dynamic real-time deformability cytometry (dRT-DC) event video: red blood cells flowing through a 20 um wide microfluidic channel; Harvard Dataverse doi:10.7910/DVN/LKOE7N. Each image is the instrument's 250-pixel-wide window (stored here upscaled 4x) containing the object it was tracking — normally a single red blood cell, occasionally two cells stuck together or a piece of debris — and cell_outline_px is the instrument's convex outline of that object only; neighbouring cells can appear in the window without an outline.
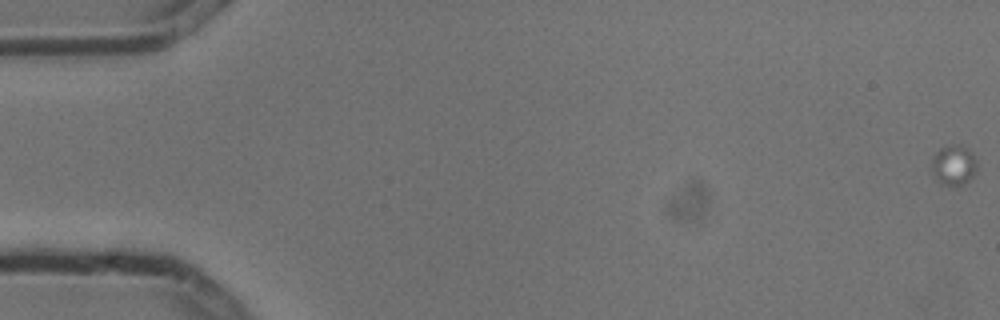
{"species": "common noctule bat (a hibernating species)", "species_latin": "Nyctalus noctula", "temperature_condition": "cold", "stored_images_in_passage": 5, "camera_frame_rate_fps": 3000, "um_per_image_px": 0.085, "animal": {"sex": "male", "body_mass_g": 13.3}, "frame": {"image": 1, "passage_image": 1, "time_ms": 0.0, "image_size_px": [1000, 320], "cell_outline_px": [[976, 168], [972, 176], [964, 184], [940, 184], [936, 180], [932, 172], [932, 160], [936, 152], [940, 148], [952, 144], [964, 144], [972, 152], [976, 160]], "centroid_in_image_um": [81.06, 13.99], "position_along_channel_um": 3.9, "area_um2": 10.58}}